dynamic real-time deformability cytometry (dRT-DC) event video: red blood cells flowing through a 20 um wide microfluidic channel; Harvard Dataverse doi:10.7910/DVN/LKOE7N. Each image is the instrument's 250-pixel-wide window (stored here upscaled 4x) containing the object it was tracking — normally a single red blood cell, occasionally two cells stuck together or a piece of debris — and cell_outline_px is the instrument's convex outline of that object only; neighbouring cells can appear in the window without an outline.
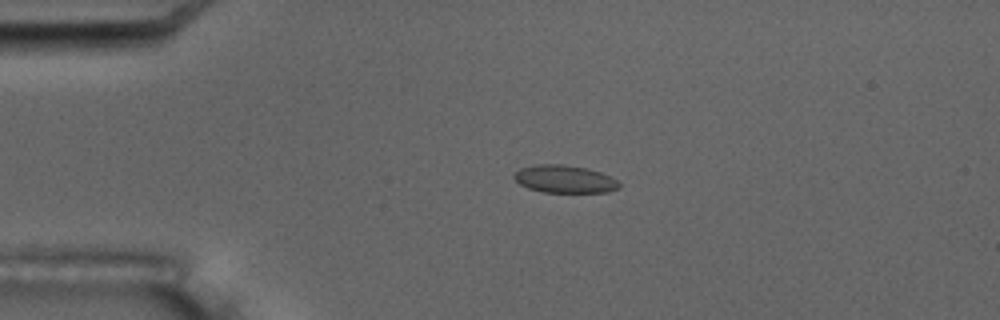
{"species": "common noctule bat (a hibernating species)", "species_latin": "Nyctalus noctula", "temperature_condition": "room temperature", "stored_images_in_passage": 4, "camera_frame_rate_fps": 3000, "um_per_image_px": 0.085, "animal": {"sex": "male", "body_mass_g": 17.5, "forearm_length_mm": 52.3}, "frame": {"image": 1, "passage_image": 3, "time_ms": 2.333, "image_size_px": [1000, 320], "cell_outline_px": [[620, 188], [608, 192], [544, 192], [528, 188], [520, 184], [512, 176], [520, 168], [540, 164], [560, 164], [588, 168], [600, 172], [616, 180], [620, 184]], "centroid_in_image_um": [47.99, 15.22], "position_along_channel_um": 37.0, "area_um2": 16.82}}